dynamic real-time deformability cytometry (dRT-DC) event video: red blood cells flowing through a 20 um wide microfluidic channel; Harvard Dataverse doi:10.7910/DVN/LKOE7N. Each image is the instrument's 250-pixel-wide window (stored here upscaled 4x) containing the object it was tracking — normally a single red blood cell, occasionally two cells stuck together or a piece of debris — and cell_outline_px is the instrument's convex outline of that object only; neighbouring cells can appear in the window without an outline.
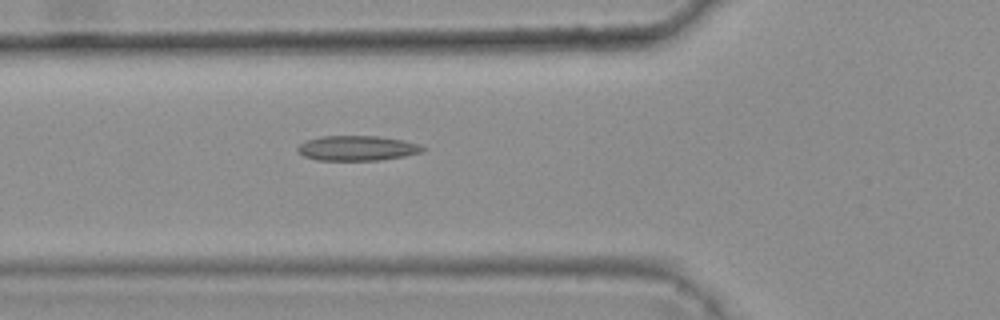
{"species": "common noctule bat (a hibernating species)", "species_latin": "Nyctalus noctula", "temperature_condition": "warm", "stored_images_in_passage": 5, "camera_frame_rate_fps": 3000, "um_per_image_px": 0.085, "animal": {"sex": "female", "body_mass_g": 25.1}, "frame": {"image": 1, "passage_image": 5, "time_ms": 1.333, "image_size_px": [1000, 320], "cell_outline_px": [[428, 148], [424, 152], [404, 156], [380, 160], [316, 160], [304, 156], [296, 148], [304, 140], [320, 136], [380, 136], [404, 140], [420, 144]], "centroid_in_image_um": [30.4, 12.58], "position_along_channel_um": 95.4, "area_um2": 18.44}}